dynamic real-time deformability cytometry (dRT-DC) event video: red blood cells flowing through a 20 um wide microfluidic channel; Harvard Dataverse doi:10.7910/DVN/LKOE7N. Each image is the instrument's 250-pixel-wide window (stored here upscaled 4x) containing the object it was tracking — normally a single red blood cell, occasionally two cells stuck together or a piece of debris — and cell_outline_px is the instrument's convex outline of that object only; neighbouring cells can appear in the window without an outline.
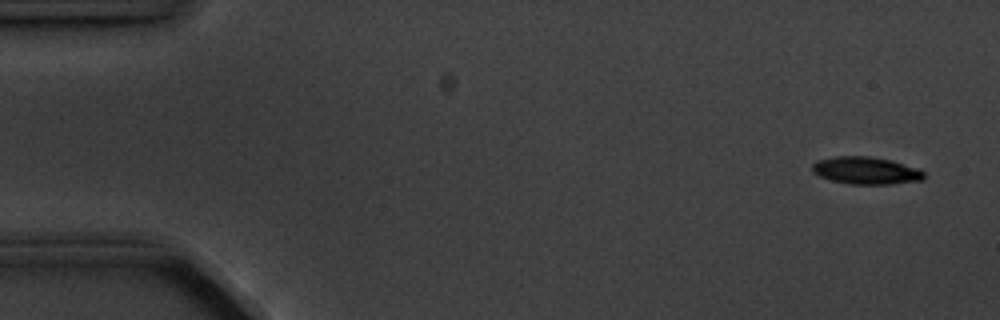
{"species": "common noctule bat (a hibernating species)", "species_latin": "Nyctalus noctula", "temperature_condition": "cold", "stored_images_in_passage": 9, "camera_frame_rate_fps": 3000, "um_per_image_px": 0.085, "animal": {"sex": "male", "body_mass_g": 20.1, "forearm_length_mm": 53.5}, "frame": {"image": 1, "passage_image": 1, "time_ms": 0.0, "image_size_px": [1000, 320], "cell_outline_px": [[924, 180], [892, 184], [848, 184], [832, 180], [820, 176], [812, 172], [812, 164], [816, 160], [836, 156], [868, 156], [892, 160], [920, 168], [924, 172]], "centroid_in_image_um": [73.63, 14.49], "position_along_channel_um": 11.4, "area_um2": 18.03}}
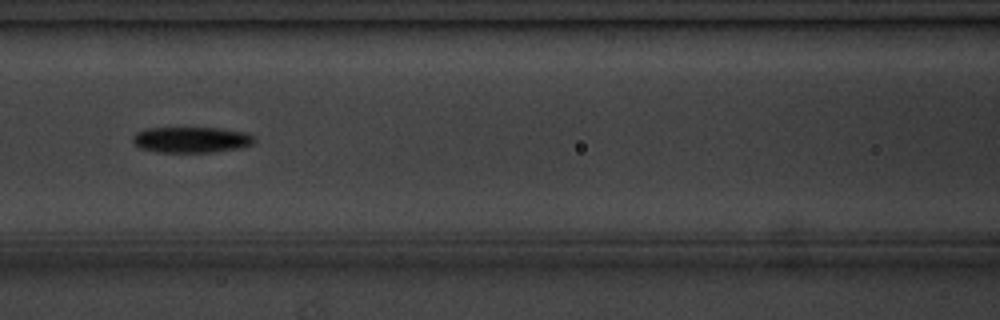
{"frame": {"image": 2, "passage_image": 7, "time_ms": 7.0, "image_size_px": [1000, 320], "cell_outline_px": [[256, 140], [252, 144], [240, 148], [212, 152], [156, 152], [140, 148], [132, 140], [132, 136], [136, 132], [148, 128], [216, 128], [248, 132], [256, 136]], "centroid_in_image_um": [16.3, 11.87], "position_along_channel_um": 150.3, "area_um2": 18.44}}
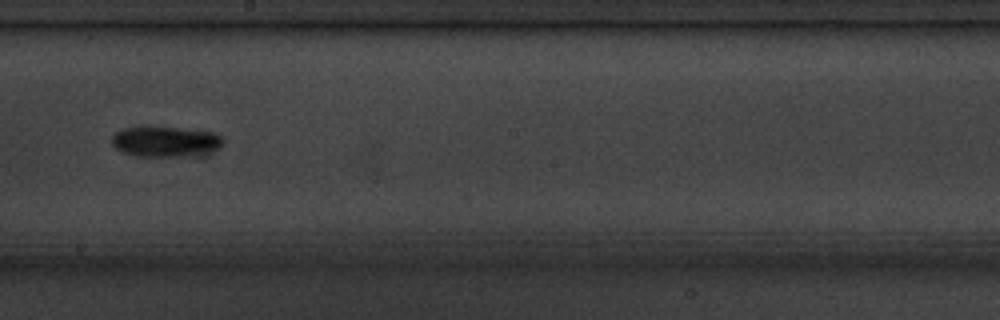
{"frame": {"image": 3, "passage_image": 9, "time_ms": 9.333, "image_size_px": [1000, 320], "cell_outline_px": [[224, 144], [220, 148], [200, 156], [136, 156], [120, 152], [112, 144], [112, 136], [120, 128], [140, 124], [148, 124], [212, 132], [220, 136], [224, 140]], "centroid_in_image_um": [14.02, 12.0], "position_along_channel_um": 234.2, "area_um2": 20.75}}